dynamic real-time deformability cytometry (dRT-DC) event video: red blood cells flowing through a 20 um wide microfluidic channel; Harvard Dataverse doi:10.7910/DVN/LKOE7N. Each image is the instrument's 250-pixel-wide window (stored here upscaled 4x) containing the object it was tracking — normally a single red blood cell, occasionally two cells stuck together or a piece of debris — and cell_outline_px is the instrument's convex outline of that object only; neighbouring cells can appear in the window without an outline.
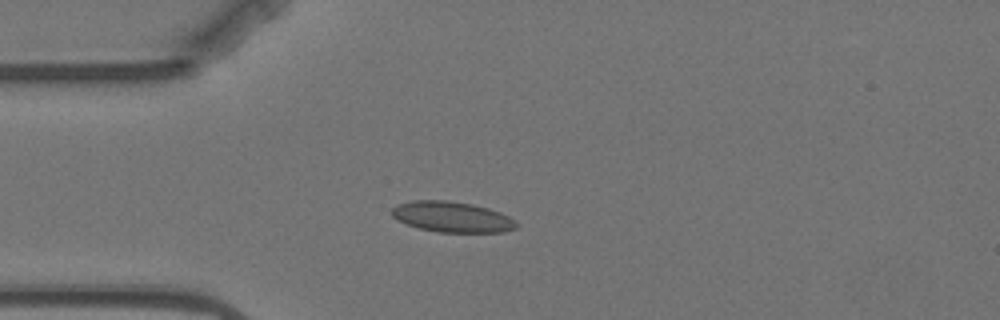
{"species": "Egyptian fruit bat (a non-hibernating species)", "species_latin": "Rousettus aegyptiacus", "temperature_condition": "warm", "stored_images_in_passage": 5, "camera_frame_rate_fps": 3000, "um_per_image_px": 0.085, "animal": {"sex": "female"}, "frame": {"image": 1, "passage_image": 1, "time_ms": 0.0, "image_size_px": [1000, 320], "cell_outline_px": [[520, 224], [516, 228], [504, 232], [436, 232], [420, 228], [408, 224], [392, 216], [392, 208], [396, 204], [412, 200], [444, 200], [472, 204], [488, 208], [500, 212], [516, 220]], "centroid_in_image_um": [38.46, 18.43], "position_along_channel_um": 46.5, "area_um2": 22.25}}
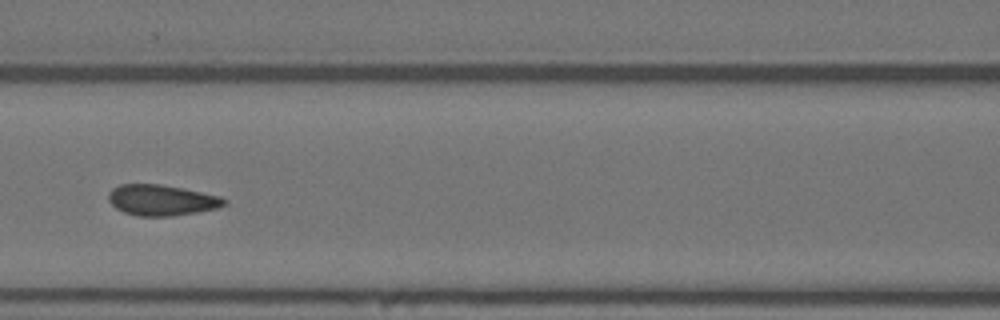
{"frame": {"image": 2, "passage_image": 4, "time_ms": 3.333, "image_size_px": [1000, 320], "cell_outline_px": [[228, 204], [216, 208], [196, 212], [172, 216], [136, 216], [124, 212], [116, 208], [108, 200], [108, 192], [112, 188], [120, 184], [160, 184], [220, 196], [228, 200]], "centroid_in_image_um": [13.72, 17.01], "position_along_channel_um": 152.9, "area_um2": 20.75}}
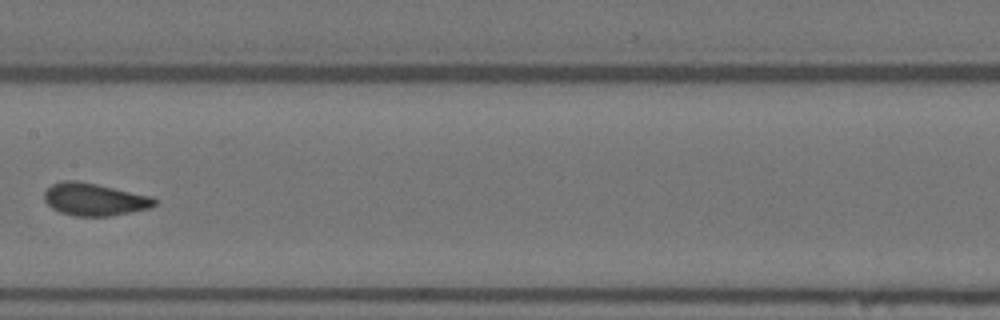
{"frame": {"image": 3, "passage_image": 5, "time_ms": 4.667, "image_size_px": [1000, 320], "cell_outline_px": [[156, 204], [152, 208], [112, 216], [72, 216], [60, 212], [52, 208], [44, 200], [44, 192], [52, 184], [64, 180], [76, 180], [96, 184], [152, 196], [156, 200]], "centroid_in_image_um": [8.03, 16.96], "position_along_channel_um": 199.4, "area_um2": 20.98}}